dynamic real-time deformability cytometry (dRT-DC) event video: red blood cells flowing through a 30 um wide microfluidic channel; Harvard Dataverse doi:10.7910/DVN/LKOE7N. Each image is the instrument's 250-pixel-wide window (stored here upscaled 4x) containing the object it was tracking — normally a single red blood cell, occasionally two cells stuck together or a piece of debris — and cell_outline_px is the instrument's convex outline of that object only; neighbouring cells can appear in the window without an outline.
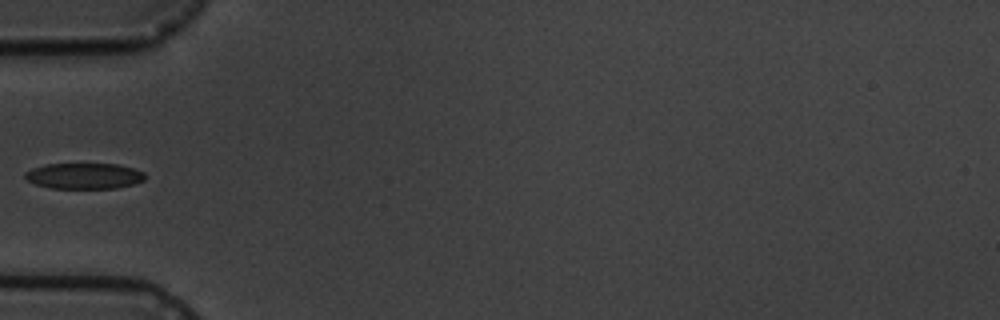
{"species": "common noctule bat (a hibernating species)", "species_latin": "Nyctalus noctula", "temperature_condition": "cold", "stored_images_in_passage": 7, "camera_frame_rate_fps": 3000, "um_per_image_px": 0.085, "animal": {"sex": "male", "body_mass_g": 19.5, "forearm_length_mm": 54.6}, "frame": {"image": 1, "passage_image": 4, "time_ms": 4.333, "image_size_px": [1000, 320], "cell_outline_px": [[144, 180], [136, 184], [116, 188], [52, 188], [36, 184], [28, 180], [24, 176], [24, 172], [32, 168], [44, 164], [116, 164], [132, 168], [144, 172]], "centroid_in_image_um": [7.15, 14.95], "position_along_channel_um": 77.9, "area_um2": 18.03}}
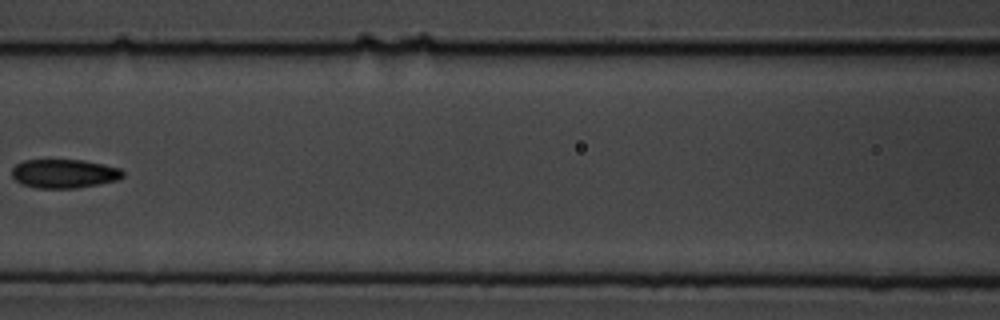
{"frame": {"image": 2, "passage_image": 6, "time_ms": 6.667, "image_size_px": [1000, 320], "cell_outline_px": [[124, 176], [120, 180], [100, 184], [76, 188], [36, 188], [20, 184], [12, 176], [12, 168], [16, 164], [24, 160], [84, 160], [104, 164], [120, 168], [124, 172]], "centroid_in_image_um": [5.48, 14.76], "position_along_channel_um": 161.1, "area_um2": 18.9}}
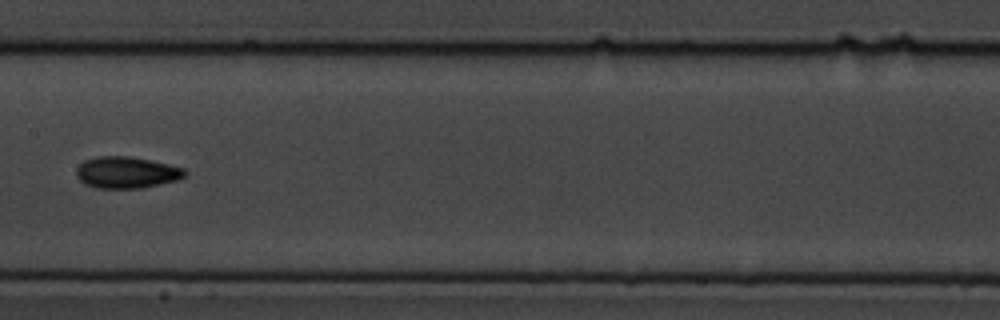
{"frame": {"image": 3, "passage_image": 7, "time_ms": 7.667, "image_size_px": [1000, 320], "cell_outline_px": [[188, 172], [184, 176], [176, 180], [140, 188], [96, 188], [84, 184], [76, 176], [76, 168], [84, 160], [96, 156], [128, 156], [152, 160], [184, 168]], "centroid_in_image_um": [10.72, 14.65], "position_along_channel_um": 196.7, "area_um2": 20.0}}